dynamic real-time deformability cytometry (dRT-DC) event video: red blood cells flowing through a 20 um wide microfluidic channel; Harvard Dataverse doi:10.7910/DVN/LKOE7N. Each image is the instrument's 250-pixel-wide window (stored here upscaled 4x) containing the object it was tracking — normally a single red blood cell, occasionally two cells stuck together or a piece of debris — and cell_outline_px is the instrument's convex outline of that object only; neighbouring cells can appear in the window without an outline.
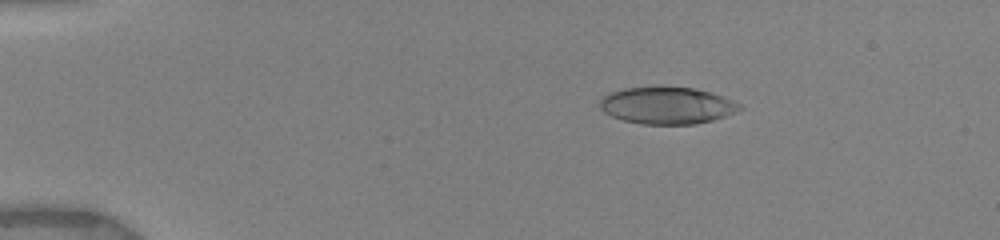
{"species": "human", "species_latin": "Homo sapiens", "temperature_condition": "warm", "stored_images_in_passage": 45, "camera_frame_rate_fps": 3000, "um_per_image_px": 0.085, "donor": {"sex": "female"}, "frame": {"image": 1, "passage_image": 8, "time_ms": 2.667, "image_size_px": [1000, 240], "cell_outline_px": [[744, 108], [724, 116], [712, 120], [696, 124], [640, 124], [624, 120], [612, 116], [604, 112], [600, 108], [600, 96], [608, 92], [624, 88], [660, 84], [692, 88], [712, 92], [744, 104]], "centroid_in_image_um": [56.68, 8.92], "position_along_channel_um": 28.3, "area_um2": 31.04}}
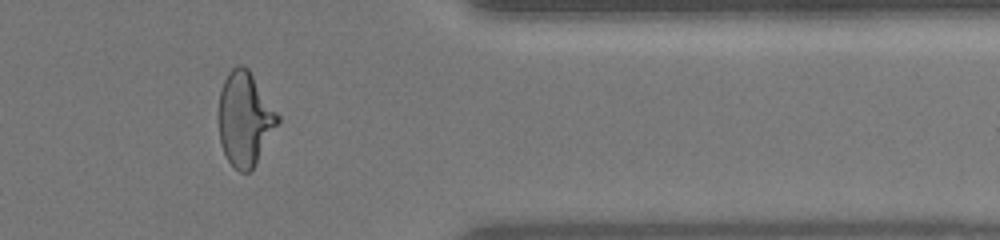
{"frame": {"image": 2, "passage_image": 38, "time_ms": 14.0, "image_size_px": [1000, 240], "cell_outline_px": [[280, 120], [256, 164], [248, 172], [240, 172], [228, 160], [224, 152], [220, 140], [220, 92], [224, 80], [228, 72], [236, 64], [244, 64], [248, 68], [280, 116]], "centroid_in_image_um": [20.83, 10.07], "position_along_channel_um": 390.6, "area_um2": 31.91}}
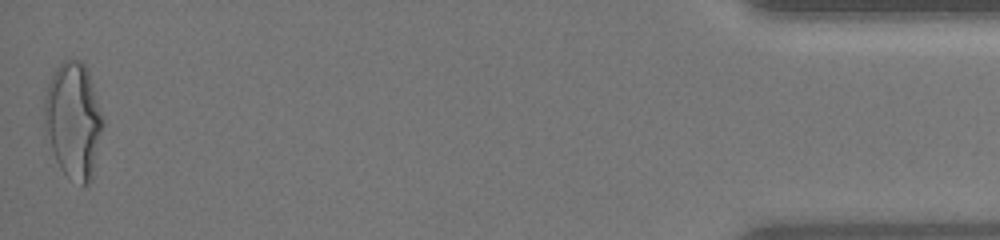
{"frame": {"image": 3, "passage_image": 45, "time_ms": 16.667, "image_size_px": [1000, 240], "cell_outline_px": [[104, 124], [92, 176], [88, 184], [84, 184], [68, 176], [60, 168], [52, 152], [44, 128], [44, 100], [48, 84], [52, 72], [64, 60], [80, 60], [88, 68], [104, 120]], "centroid_in_image_um": [6.23, 10.18], "position_along_channel_um": 429.0, "area_um2": 39.48}, "authors_computed_cell_mechanics": {"area_um2": 31.9056, "velocity_mm_per_s": 3.9746, "shape_relaxation_time_tau1_ms": 3.7315, "shape_relaxation_time_tau2_ms": 0.9618, "deformation_change_tau1": 0.1984, "deformation_change_tau2": 0.0844}}